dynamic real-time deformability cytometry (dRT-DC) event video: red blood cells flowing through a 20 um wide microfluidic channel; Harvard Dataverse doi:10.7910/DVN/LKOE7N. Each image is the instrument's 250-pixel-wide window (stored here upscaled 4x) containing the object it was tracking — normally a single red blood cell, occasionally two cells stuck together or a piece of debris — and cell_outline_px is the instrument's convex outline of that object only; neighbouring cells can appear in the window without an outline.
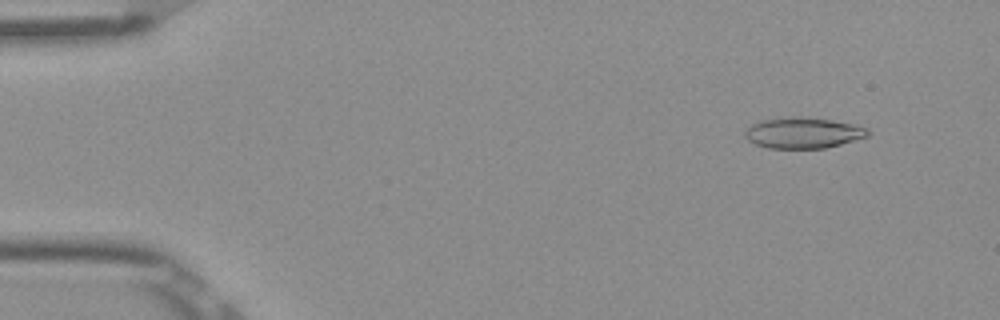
{"species": "Egyptian fruit bat (a non-hibernating species)", "species_latin": "Rousettus aegyptiacus", "temperature_condition": "room temperature", "stored_images_in_passage": 52, "camera_frame_rate_fps": 3000, "um_per_image_px": 0.085, "frame": {"image": 1, "passage_image": 5, "time_ms": 1.333, "image_size_px": [1000, 320], "cell_outline_px": [[872, 132], [868, 136], [840, 144], [824, 148], [768, 148], [756, 144], [748, 140], [744, 136], [744, 132], [752, 124], [764, 120], [792, 116], [800, 116], [832, 120], [852, 124], [868, 128]], "centroid_in_image_um": [68.28, 11.29], "position_along_channel_um": 16.7, "area_um2": 22.02}}
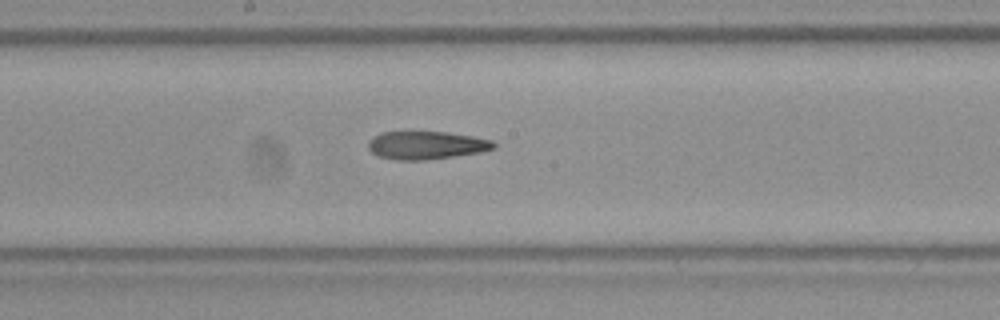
{"frame": {"image": 2, "passage_image": 28, "time_ms": 9.0, "image_size_px": [1000, 320], "cell_outline_px": [[496, 148], [480, 152], [456, 156], [424, 160], [396, 160], [380, 156], [372, 152], [368, 148], [368, 140], [372, 136], [384, 132], [448, 132], [472, 136], [492, 140], [496, 144]], "centroid_in_image_um": [36.24, 12.34], "position_along_channel_um": 212.0, "area_um2": 20.52}}
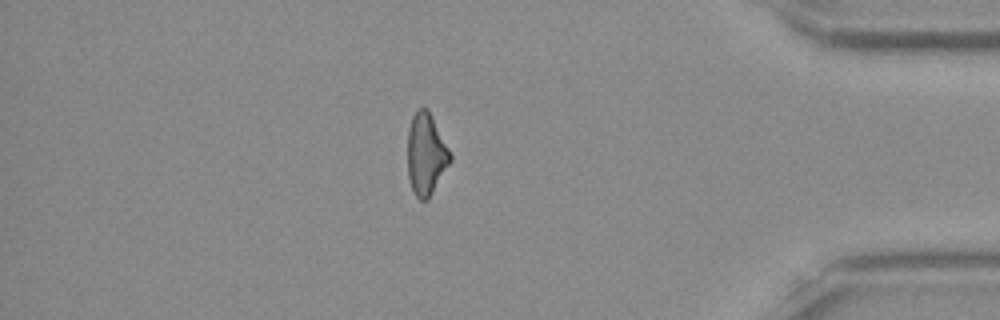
{"frame": {"image": 3, "passage_image": 45, "time_ms": 14.667, "image_size_px": [1000, 320], "cell_outline_px": [[452, 160], [428, 200], [420, 200], [416, 196], [412, 188], [408, 176], [408, 128], [412, 116], [420, 108], [428, 108], [452, 156]], "centroid_in_image_um": [36.21, 13.11], "position_along_channel_um": 399.0, "area_um2": 20.17}}